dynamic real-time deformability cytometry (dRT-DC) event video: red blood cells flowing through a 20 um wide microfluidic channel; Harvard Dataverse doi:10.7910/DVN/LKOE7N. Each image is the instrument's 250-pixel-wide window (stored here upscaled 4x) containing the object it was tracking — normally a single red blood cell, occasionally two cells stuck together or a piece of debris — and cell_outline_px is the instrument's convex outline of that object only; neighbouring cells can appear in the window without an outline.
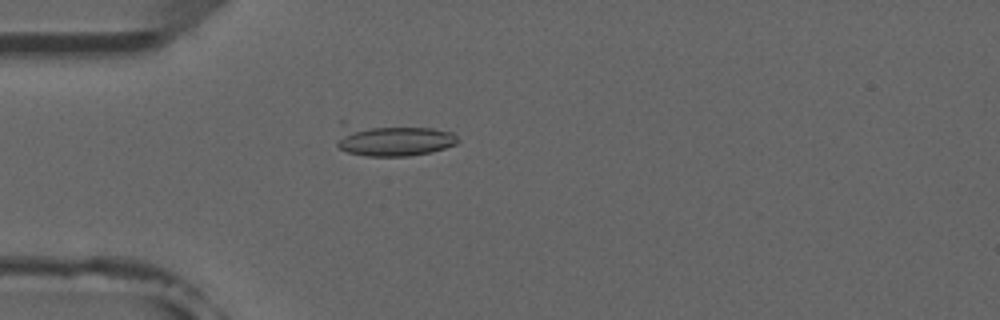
{"species": "common noctule bat (a hibernating species)", "species_latin": "Nyctalus noctula", "temperature_condition": "room temperature", "stored_images_in_passage": 5, "camera_frame_rate_fps": 3000, "um_per_image_px": 0.085, "animal": {"sex": "male", "forearm_length_mm": 52.5}, "frame": {"image": 1, "passage_image": 5, "time_ms": 4.333, "image_size_px": [1000, 320], "cell_outline_px": [[460, 140], [456, 144], [432, 152], [408, 156], [368, 156], [348, 152], [340, 148], [336, 144], [348, 128], [432, 128], [452, 132]], "centroid_in_image_um": [33.62, 12.0], "position_along_channel_um": 51.4, "area_um2": 20.58}}